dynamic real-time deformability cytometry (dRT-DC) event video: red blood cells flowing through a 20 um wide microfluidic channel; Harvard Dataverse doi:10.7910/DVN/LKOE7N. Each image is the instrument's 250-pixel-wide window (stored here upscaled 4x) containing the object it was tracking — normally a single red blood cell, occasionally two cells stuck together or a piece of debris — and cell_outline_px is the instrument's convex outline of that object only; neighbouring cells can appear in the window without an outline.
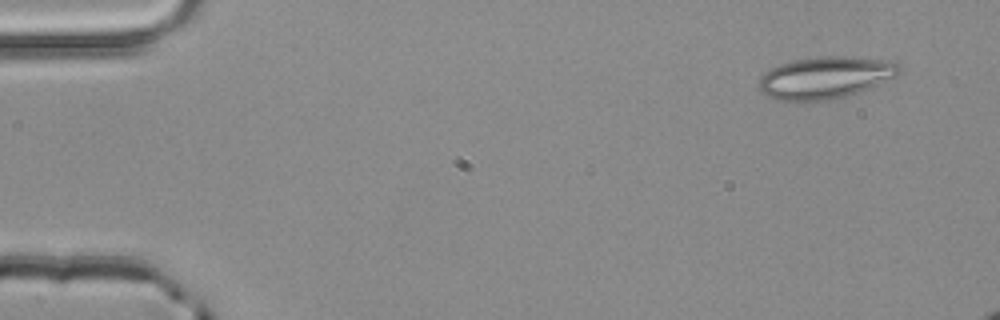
{"species": "common noctule bat (a hibernating species)", "species_latin": "Nyctalus noctula", "temperature_condition": "room temperature", "stored_images_in_passage": 3, "camera_frame_rate_fps": 3000, "um_per_image_px": 0.085, "animal": {"sex": "male", "body_mass_g": 20.4}, "frame": {"image": 1, "passage_image": 1, "time_ms": 0.0, "image_size_px": [1000, 320], "cell_outline_px": [[900, 72], [896, 76], [872, 88], [844, 96], [828, 100], [776, 100], [768, 96], [760, 88], [760, 76], [764, 72], [780, 64], [792, 60], [820, 56], [836, 56], [896, 60], [900, 68]], "centroid_in_image_um": [70.2, 6.58], "position_along_channel_um": 14.8, "area_um2": 34.28}}